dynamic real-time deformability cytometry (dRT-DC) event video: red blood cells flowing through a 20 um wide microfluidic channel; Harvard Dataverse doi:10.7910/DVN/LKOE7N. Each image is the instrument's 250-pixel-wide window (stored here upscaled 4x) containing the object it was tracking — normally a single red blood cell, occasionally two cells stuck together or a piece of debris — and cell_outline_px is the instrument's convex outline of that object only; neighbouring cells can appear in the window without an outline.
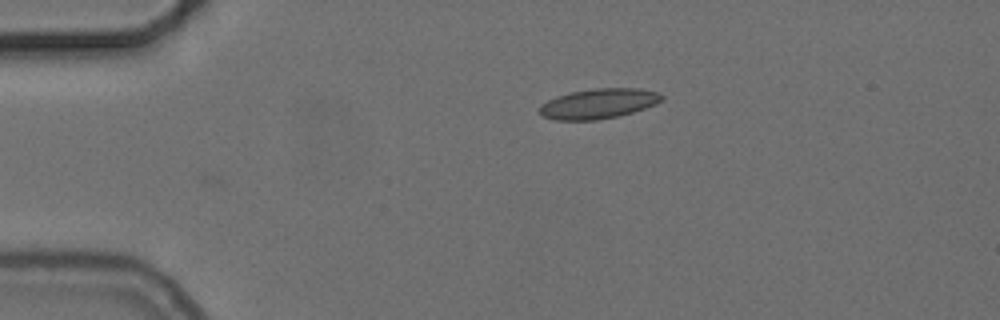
{"species": "common noctule bat (a hibernating species)", "species_latin": "Nyctalus noctula", "temperature_condition": "cold", "stored_images_in_passage": 45, "camera_frame_rate_fps": 3000, "um_per_image_px": 0.085, "animal": {"sex": "female", "body_mass_g": 24.6, "forearm_length_mm": 56.2}, "frame": {"image": 1, "passage_image": 1, "time_ms": 0.0, "image_size_px": [1000, 320], "cell_outline_px": [[664, 96], [656, 104], [620, 116], [596, 120], [556, 120], [544, 116], [540, 112], [540, 104], [556, 96], [572, 92], [592, 88], [640, 88], [660, 92]], "centroid_in_image_um": [50.89, 8.8], "position_along_channel_um": 34.1, "area_um2": 21.39}}
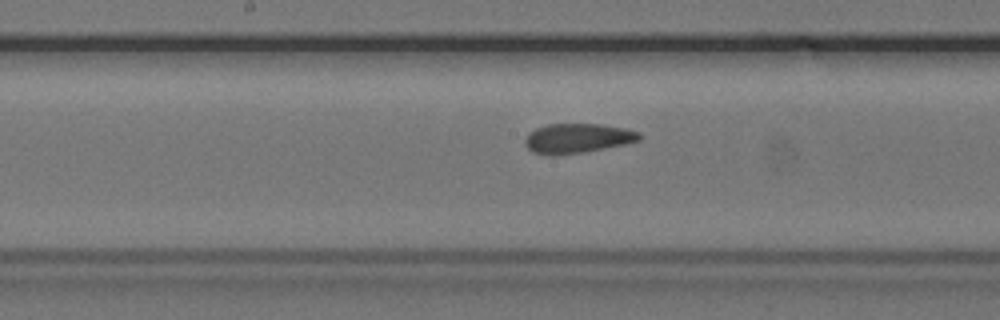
{"frame": {"image": 2, "passage_image": 18, "time_ms": 5.667, "image_size_px": [1000, 320], "cell_outline_px": [[644, 136], [640, 140], [624, 144], [584, 152], [556, 156], [548, 156], [532, 152], [524, 144], [524, 140], [528, 132], [536, 128], [548, 124], [600, 124], [628, 128], [640, 132]], "centroid_in_image_um": [49.08, 11.76], "position_along_channel_um": 199.1, "area_um2": 20.11}}
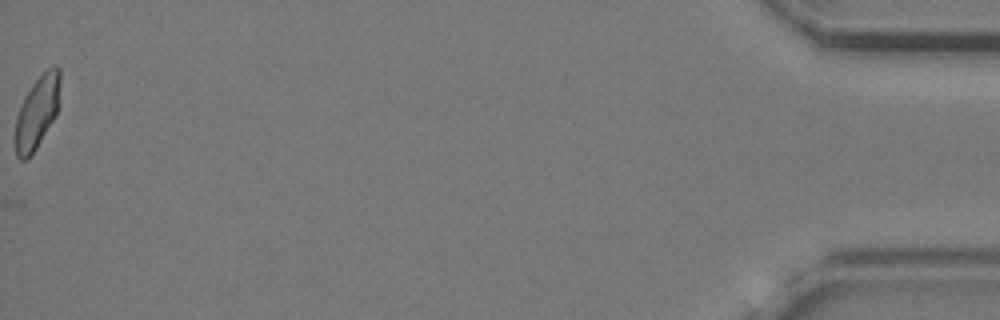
{"frame": {"image": 3, "passage_image": 45, "time_ms": 14.667, "image_size_px": [1000, 320], "cell_outline_px": [[60, 84], [56, 116], [36, 148], [28, 160], [20, 160], [16, 156], [12, 140], [16, 116], [20, 104], [32, 84], [48, 68], [56, 64], [60, 68]], "centroid_in_image_um": [3.1, 9.6], "position_along_channel_um": 432.1, "area_um2": 19.42}, "authors_computed_cell_mechanics": {"area_um2": 20.1144, "velocity_mm_per_s": 3.7143, "shape_relaxation_time_tau1_ms": null, "shape_relaxation_time_tau2_ms": 1.8186, "deformation_change_tau1": null, "deformation_change_tau2": 0.0883}}